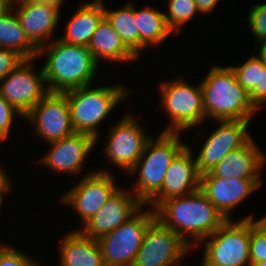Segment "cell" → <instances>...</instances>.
I'll list each match as a JSON object with an SVG mask.
<instances>
[{
  "instance_id": "cell-27",
  "label": "cell",
  "mask_w": 266,
  "mask_h": 266,
  "mask_svg": "<svg viewBox=\"0 0 266 266\" xmlns=\"http://www.w3.org/2000/svg\"><path fill=\"white\" fill-rule=\"evenodd\" d=\"M168 14L164 12L168 28L180 34L181 27L199 12L194 0H168Z\"/></svg>"
},
{
  "instance_id": "cell-4",
  "label": "cell",
  "mask_w": 266,
  "mask_h": 266,
  "mask_svg": "<svg viewBox=\"0 0 266 266\" xmlns=\"http://www.w3.org/2000/svg\"><path fill=\"white\" fill-rule=\"evenodd\" d=\"M180 133L161 132L157 140L151 137L130 174L139 173L135 197L145 206L160 190L167 169L175 156L187 145L178 137ZM138 170V171H137ZM137 171V172H136Z\"/></svg>"
},
{
  "instance_id": "cell-20",
  "label": "cell",
  "mask_w": 266,
  "mask_h": 266,
  "mask_svg": "<svg viewBox=\"0 0 266 266\" xmlns=\"http://www.w3.org/2000/svg\"><path fill=\"white\" fill-rule=\"evenodd\" d=\"M264 153L251 138L244 146L227 153L208 173L201 177L260 179V170L265 164Z\"/></svg>"
},
{
  "instance_id": "cell-22",
  "label": "cell",
  "mask_w": 266,
  "mask_h": 266,
  "mask_svg": "<svg viewBox=\"0 0 266 266\" xmlns=\"http://www.w3.org/2000/svg\"><path fill=\"white\" fill-rule=\"evenodd\" d=\"M60 266H105L97 240L73 230L60 243Z\"/></svg>"
},
{
  "instance_id": "cell-41",
  "label": "cell",
  "mask_w": 266,
  "mask_h": 266,
  "mask_svg": "<svg viewBox=\"0 0 266 266\" xmlns=\"http://www.w3.org/2000/svg\"><path fill=\"white\" fill-rule=\"evenodd\" d=\"M6 171H4L1 167H0V177L5 173Z\"/></svg>"
},
{
  "instance_id": "cell-5",
  "label": "cell",
  "mask_w": 266,
  "mask_h": 266,
  "mask_svg": "<svg viewBox=\"0 0 266 266\" xmlns=\"http://www.w3.org/2000/svg\"><path fill=\"white\" fill-rule=\"evenodd\" d=\"M67 95L71 123L75 132L86 133L98 141L97 127L113 111L118 102L130 93L122 85L98 88L79 87L64 92Z\"/></svg>"
},
{
  "instance_id": "cell-6",
  "label": "cell",
  "mask_w": 266,
  "mask_h": 266,
  "mask_svg": "<svg viewBox=\"0 0 266 266\" xmlns=\"http://www.w3.org/2000/svg\"><path fill=\"white\" fill-rule=\"evenodd\" d=\"M252 215L241 221L226 220L204 243L201 266H251L250 238Z\"/></svg>"
},
{
  "instance_id": "cell-39",
  "label": "cell",
  "mask_w": 266,
  "mask_h": 266,
  "mask_svg": "<svg viewBox=\"0 0 266 266\" xmlns=\"http://www.w3.org/2000/svg\"><path fill=\"white\" fill-rule=\"evenodd\" d=\"M40 1H53L63 4L64 0H12L11 2H40Z\"/></svg>"
},
{
  "instance_id": "cell-24",
  "label": "cell",
  "mask_w": 266,
  "mask_h": 266,
  "mask_svg": "<svg viewBox=\"0 0 266 266\" xmlns=\"http://www.w3.org/2000/svg\"><path fill=\"white\" fill-rule=\"evenodd\" d=\"M14 8L0 15V47L17 52L24 59H38V49L27 38Z\"/></svg>"
},
{
  "instance_id": "cell-37",
  "label": "cell",
  "mask_w": 266,
  "mask_h": 266,
  "mask_svg": "<svg viewBox=\"0 0 266 266\" xmlns=\"http://www.w3.org/2000/svg\"><path fill=\"white\" fill-rule=\"evenodd\" d=\"M259 54L257 57L265 64L266 66V39L258 42Z\"/></svg>"
},
{
  "instance_id": "cell-19",
  "label": "cell",
  "mask_w": 266,
  "mask_h": 266,
  "mask_svg": "<svg viewBox=\"0 0 266 266\" xmlns=\"http://www.w3.org/2000/svg\"><path fill=\"white\" fill-rule=\"evenodd\" d=\"M261 179H238L221 177H201L200 190L227 219H231L232 209L258 190Z\"/></svg>"
},
{
  "instance_id": "cell-9",
  "label": "cell",
  "mask_w": 266,
  "mask_h": 266,
  "mask_svg": "<svg viewBox=\"0 0 266 266\" xmlns=\"http://www.w3.org/2000/svg\"><path fill=\"white\" fill-rule=\"evenodd\" d=\"M34 59H24L0 81V95L23 116L34 108L48 93L43 68L35 73ZM46 87V88H45Z\"/></svg>"
},
{
  "instance_id": "cell-3",
  "label": "cell",
  "mask_w": 266,
  "mask_h": 266,
  "mask_svg": "<svg viewBox=\"0 0 266 266\" xmlns=\"http://www.w3.org/2000/svg\"><path fill=\"white\" fill-rule=\"evenodd\" d=\"M200 84L206 118L250 121L258 111L251 103L249 93L237 82L230 66L214 65Z\"/></svg>"
},
{
  "instance_id": "cell-23",
  "label": "cell",
  "mask_w": 266,
  "mask_h": 266,
  "mask_svg": "<svg viewBox=\"0 0 266 266\" xmlns=\"http://www.w3.org/2000/svg\"><path fill=\"white\" fill-rule=\"evenodd\" d=\"M95 62L100 59L110 62H131L138 57L125 45L111 24L104 17L98 24L88 45Z\"/></svg>"
},
{
  "instance_id": "cell-18",
  "label": "cell",
  "mask_w": 266,
  "mask_h": 266,
  "mask_svg": "<svg viewBox=\"0 0 266 266\" xmlns=\"http://www.w3.org/2000/svg\"><path fill=\"white\" fill-rule=\"evenodd\" d=\"M52 148L39 162L54 172L78 174L86 156L96 145V139L86 133H78L49 142Z\"/></svg>"
},
{
  "instance_id": "cell-31",
  "label": "cell",
  "mask_w": 266,
  "mask_h": 266,
  "mask_svg": "<svg viewBox=\"0 0 266 266\" xmlns=\"http://www.w3.org/2000/svg\"><path fill=\"white\" fill-rule=\"evenodd\" d=\"M0 266H39V264L21 250L6 245L0 251Z\"/></svg>"
},
{
  "instance_id": "cell-10",
  "label": "cell",
  "mask_w": 266,
  "mask_h": 266,
  "mask_svg": "<svg viewBox=\"0 0 266 266\" xmlns=\"http://www.w3.org/2000/svg\"><path fill=\"white\" fill-rule=\"evenodd\" d=\"M190 248L175 231L156 218L148 226L132 266H181L179 260Z\"/></svg>"
},
{
  "instance_id": "cell-16",
  "label": "cell",
  "mask_w": 266,
  "mask_h": 266,
  "mask_svg": "<svg viewBox=\"0 0 266 266\" xmlns=\"http://www.w3.org/2000/svg\"><path fill=\"white\" fill-rule=\"evenodd\" d=\"M190 146H185L166 171L161 190L147 203L157 208L163 201L186 196L200 190L201 175Z\"/></svg>"
},
{
  "instance_id": "cell-38",
  "label": "cell",
  "mask_w": 266,
  "mask_h": 266,
  "mask_svg": "<svg viewBox=\"0 0 266 266\" xmlns=\"http://www.w3.org/2000/svg\"><path fill=\"white\" fill-rule=\"evenodd\" d=\"M12 0H0V15L7 11L11 6Z\"/></svg>"
},
{
  "instance_id": "cell-30",
  "label": "cell",
  "mask_w": 266,
  "mask_h": 266,
  "mask_svg": "<svg viewBox=\"0 0 266 266\" xmlns=\"http://www.w3.org/2000/svg\"><path fill=\"white\" fill-rule=\"evenodd\" d=\"M247 22L257 41L266 39V3L256 4L249 10Z\"/></svg>"
},
{
  "instance_id": "cell-32",
  "label": "cell",
  "mask_w": 266,
  "mask_h": 266,
  "mask_svg": "<svg viewBox=\"0 0 266 266\" xmlns=\"http://www.w3.org/2000/svg\"><path fill=\"white\" fill-rule=\"evenodd\" d=\"M24 116L0 95V142L9 134L15 116Z\"/></svg>"
},
{
  "instance_id": "cell-14",
  "label": "cell",
  "mask_w": 266,
  "mask_h": 266,
  "mask_svg": "<svg viewBox=\"0 0 266 266\" xmlns=\"http://www.w3.org/2000/svg\"><path fill=\"white\" fill-rule=\"evenodd\" d=\"M195 157L200 175L210 172L232 150L244 146L252 137L247 120H221Z\"/></svg>"
},
{
  "instance_id": "cell-11",
  "label": "cell",
  "mask_w": 266,
  "mask_h": 266,
  "mask_svg": "<svg viewBox=\"0 0 266 266\" xmlns=\"http://www.w3.org/2000/svg\"><path fill=\"white\" fill-rule=\"evenodd\" d=\"M133 115H124L109 131L106 157L126 173L132 171L151 138Z\"/></svg>"
},
{
  "instance_id": "cell-7",
  "label": "cell",
  "mask_w": 266,
  "mask_h": 266,
  "mask_svg": "<svg viewBox=\"0 0 266 266\" xmlns=\"http://www.w3.org/2000/svg\"><path fill=\"white\" fill-rule=\"evenodd\" d=\"M142 207L124 224L97 240L105 266H132L148 226L156 219L155 210Z\"/></svg>"
},
{
  "instance_id": "cell-40",
  "label": "cell",
  "mask_w": 266,
  "mask_h": 266,
  "mask_svg": "<svg viewBox=\"0 0 266 266\" xmlns=\"http://www.w3.org/2000/svg\"><path fill=\"white\" fill-rule=\"evenodd\" d=\"M252 266H266V260L261 261V262H256Z\"/></svg>"
},
{
  "instance_id": "cell-21",
  "label": "cell",
  "mask_w": 266,
  "mask_h": 266,
  "mask_svg": "<svg viewBox=\"0 0 266 266\" xmlns=\"http://www.w3.org/2000/svg\"><path fill=\"white\" fill-rule=\"evenodd\" d=\"M64 36L59 40L79 46H88L98 24L104 18V3L102 0L83 3L70 17Z\"/></svg>"
},
{
  "instance_id": "cell-1",
  "label": "cell",
  "mask_w": 266,
  "mask_h": 266,
  "mask_svg": "<svg viewBox=\"0 0 266 266\" xmlns=\"http://www.w3.org/2000/svg\"><path fill=\"white\" fill-rule=\"evenodd\" d=\"M154 210L156 218L175 231L191 249L205 242L227 220L201 190L167 199Z\"/></svg>"
},
{
  "instance_id": "cell-35",
  "label": "cell",
  "mask_w": 266,
  "mask_h": 266,
  "mask_svg": "<svg viewBox=\"0 0 266 266\" xmlns=\"http://www.w3.org/2000/svg\"><path fill=\"white\" fill-rule=\"evenodd\" d=\"M200 14H207L213 11L219 0H194Z\"/></svg>"
},
{
  "instance_id": "cell-17",
  "label": "cell",
  "mask_w": 266,
  "mask_h": 266,
  "mask_svg": "<svg viewBox=\"0 0 266 266\" xmlns=\"http://www.w3.org/2000/svg\"><path fill=\"white\" fill-rule=\"evenodd\" d=\"M17 4L18 6H16ZM58 2H11V8H16L15 14L30 42L39 49L47 45L60 20Z\"/></svg>"
},
{
  "instance_id": "cell-25",
  "label": "cell",
  "mask_w": 266,
  "mask_h": 266,
  "mask_svg": "<svg viewBox=\"0 0 266 266\" xmlns=\"http://www.w3.org/2000/svg\"><path fill=\"white\" fill-rule=\"evenodd\" d=\"M135 19L139 32V54L149 46H157L167 39L172 31L168 28L164 13L154 8L135 9Z\"/></svg>"
},
{
  "instance_id": "cell-26",
  "label": "cell",
  "mask_w": 266,
  "mask_h": 266,
  "mask_svg": "<svg viewBox=\"0 0 266 266\" xmlns=\"http://www.w3.org/2000/svg\"><path fill=\"white\" fill-rule=\"evenodd\" d=\"M104 17L125 45L139 57V32L135 19V6L130 1L126 6L116 11H109L104 6Z\"/></svg>"
},
{
  "instance_id": "cell-12",
  "label": "cell",
  "mask_w": 266,
  "mask_h": 266,
  "mask_svg": "<svg viewBox=\"0 0 266 266\" xmlns=\"http://www.w3.org/2000/svg\"><path fill=\"white\" fill-rule=\"evenodd\" d=\"M24 118L35 123L36 135L48 143L75 133L65 93L49 92Z\"/></svg>"
},
{
  "instance_id": "cell-15",
  "label": "cell",
  "mask_w": 266,
  "mask_h": 266,
  "mask_svg": "<svg viewBox=\"0 0 266 266\" xmlns=\"http://www.w3.org/2000/svg\"><path fill=\"white\" fill-rule=\"evenodd\" d=\"M118 187L106 203L87 220L79 231L98 240L129 220L143 204L132 194Z\"/></svg>"
},
{
  "instance_id": "cell-42",
  "label": "cell",
  "mask_w": 266,
  "mask_h": 266,
  "mask_svg": "<svg viewBox=\"0 0 266 266\" xmlns=\"http://www.w3.org/2000/svg\"><path fill=\"white\" fill-rule=\"evenodd\" d=\"M6 245H2L1 243H0V251L5 247Z\"/></svg>"
},
{
  "instance_id": "cell-13",
  "label": "cell",
  "mask_w": 266,
  "mask_h": 266,
  "mask_svg": "<svg viewBox=\"0 0 266 266\" xmlns=\"http://www.w3.org/2000/svg\"><path fill=\"white\" fill-rule=\"evenodd\" d=\"M114 176L106 170L88 172L81 181L67 192L61 200L68 204L82 219V225L106 203L118 188Z\"/></svg>"
},
{
  "instance_id": "cell-2",
  "label": "cell",
  "mask_w": 266,
  "mask_h": 266,
  "mask_svg": "<svg viewBox=\"0 0 266 266\" xmlns=\"http://www.w3.org/2000/svg\"><path fill=\"white\" fill-rule=\"evenodd\" d=\"M38 49L37 57L47 56L43 72L49 92H67L89 86L98 69L88 46L68 44L61 40L48 42Z\"/></svg>"
},
{
  "instance_id": "cell-36",
  "label": "cell",
  "mask_w": 266,
  "mask_h": 266,
  "mask_svg": "<svg viewBox=\"0 0 266 266\" xmlns=\"http://www.w3.org/2000/svg\"><path fill=\"white\" fill-rule=\"evenodd\" d=\"M9 175H7L6 173H4L1 177H0V209L2 207V202H3V196L5 195L4 193H8L11 190V182L9 180Z\"/></svg>"
},
{
  "instance_id": "cell-34",
  "label": "cell",
  "mask_w": 266,
  "mask_h": 266,
  "mask_svg": "<svg viewBox=\"0 0 266 266\" xmlns=\"http://www.w3.org/2000/svg\"><path fill=\"white\" fill-rule=\"evenodd\" d=\"M249 97L257 110L266 102V66L259 68L258 86L249 94Z\"/></svg>"
},
{
  "instance_id": "cell-33",
  "label": "cell",
  "mask_w": 266,
  "mask_h": 266,
  "mask_svg": "<svg viewBox=\"0 0 266 266\" xmlns=\"http://www.w3.org/2000/svg\"><path fill=\"white\" fill-rule=\"evenodd\" d=\"M24 58L17 52L0 47V81L11 73Z\"/></svg>"
},
{
  "instance_id": "cell-28",
  "label": "cell",
  "mask_w": 266,
  "mask_h": 266,
  "mask_svg": "<svg viewBox=\"0 0 266 266\" xmlns=\"http://www.w3.org/2000/svg\"><path fill=\"white\" fill-rule=\"evenodd\" d=\"M230 67L237 82L250 94L258 86L259 68H264L265 64L253 54L241 66Z\"/></svg>"
},
{
  "instance_id": "cell-29",
  "label": "cell",
  "mask_w": 266,
  "mask_h": 266,
  "mask_svg": "<svg viewBox=\"0 0 266 266\" xmlns=\"http://www.w3.org/2000/svg\"><path fill=\"white\" fill-rule=\"evenodd\" d=\"M254 220V218L251 219V266L256 262L266 260V216L259 220Z\"/></svg>"
},
{
  "instance_id": "cell-8",
  "label": "cell",
  "mask_w": 266,
  "mask_h": 266,
  "mask_svg": "<svg viewBox=\"0 0 266 266\" xmlns=\"http://www.w3.org/2000/svg\"><path fill=\"white\" fill-rule=\"evenodd\" d=\"M159 91L162 95L161 105L171 119L170 125L162 132L180 133L206 119L201 84L194 87L183 79H176L161 82Z\"/></svg>"
}]
</instances>
